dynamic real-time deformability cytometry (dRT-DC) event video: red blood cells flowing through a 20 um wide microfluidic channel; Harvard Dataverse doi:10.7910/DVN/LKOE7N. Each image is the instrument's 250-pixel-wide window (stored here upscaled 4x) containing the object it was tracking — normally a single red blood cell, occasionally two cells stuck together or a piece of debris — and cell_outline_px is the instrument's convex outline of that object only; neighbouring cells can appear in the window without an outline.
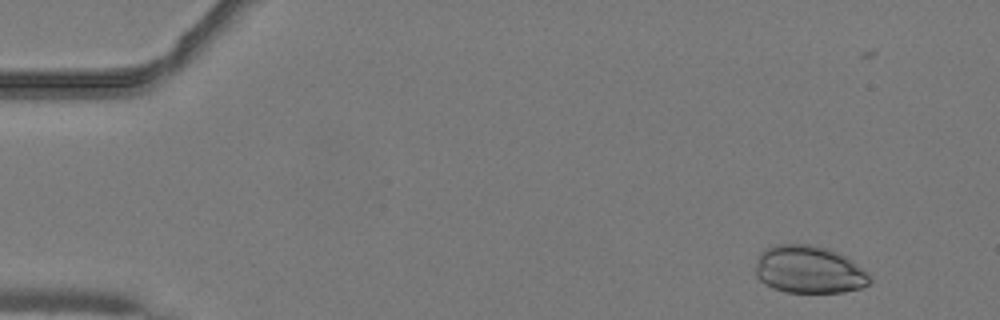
{"species": "common noctule bat (a hibernating species)", "species_latin": "Nyctalus noctula", "temperature_condition": "warm", "stored_images_in_passage": 50, "camera_frame_rate_fps": 3000, "um_per_image_px": 0.085, "animal": {"sex": "male", "body_mass_g": 19.2, "forearm_length_mm": 51.8}, "frame": {"image": 1, "passage_image": 4, "time_ms": 1.0, "image_size_px": [1000, 320], "cell_outline_px": [[872, 280], [868, 284], [860, 288], [844, 292], [784, 292], [772, 288], [764, 284], [756, 276], [756, 260], [760, 252], [764, 248], [776, 244], [812, 244], [828, 248], [852, 260]], "centroid_in_image_um": [68.7, 22.91], "position_along_channel_um": 16.3, "area_um2": 31.73}}
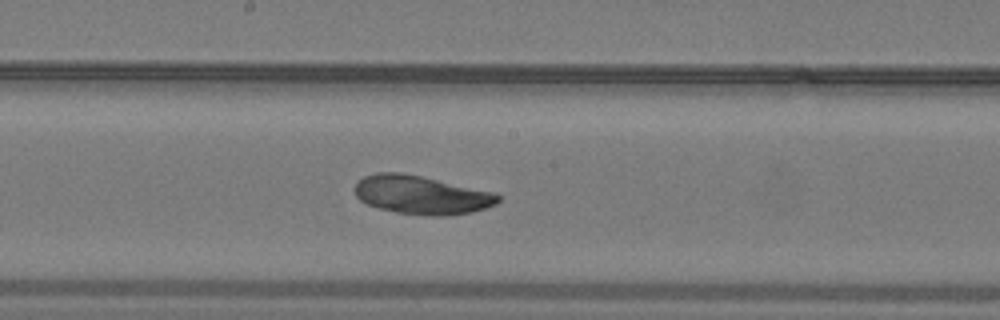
{"frame": {"image": 2, "passage_image": 27, "time_ms": 8.667, "image_size_px": [1000, 320], "cell_outline_px": [[500, 200], [496, 204], [472, 212], [444, 216], [432, 216], [396, 212], [380, 208], [368, 204], [360, 200], [356, 196], [356, 180], [364, 176], [376, 172], [400, 172], [420, 176], [496, 192], [500, 196]], "centroid_in_image_um": [35.83, 16.56], "position_along_channel_um": 212.4, "area_um2": 32.14}}
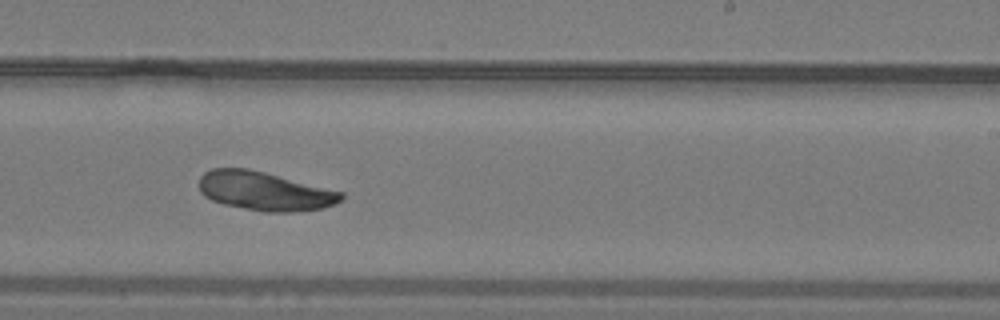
{"frame": {"image": 3, "passage_image": 31, "time_ms": 10.0, "image_size_px": [1000, 320], "cell_outline_px": [[344, 196], [336, 204], [320, 208], [296, 212], [260, 212], [224, 204], [212, 200], [204, 196], [200, 192], [200, 176], [204, 172], [212, 168], [248, 168], [344, 192]], "centroid_in_image_um": [22.48, 16.25], "position_along_channel_um": 266.5, "area_um2": 32.19}}